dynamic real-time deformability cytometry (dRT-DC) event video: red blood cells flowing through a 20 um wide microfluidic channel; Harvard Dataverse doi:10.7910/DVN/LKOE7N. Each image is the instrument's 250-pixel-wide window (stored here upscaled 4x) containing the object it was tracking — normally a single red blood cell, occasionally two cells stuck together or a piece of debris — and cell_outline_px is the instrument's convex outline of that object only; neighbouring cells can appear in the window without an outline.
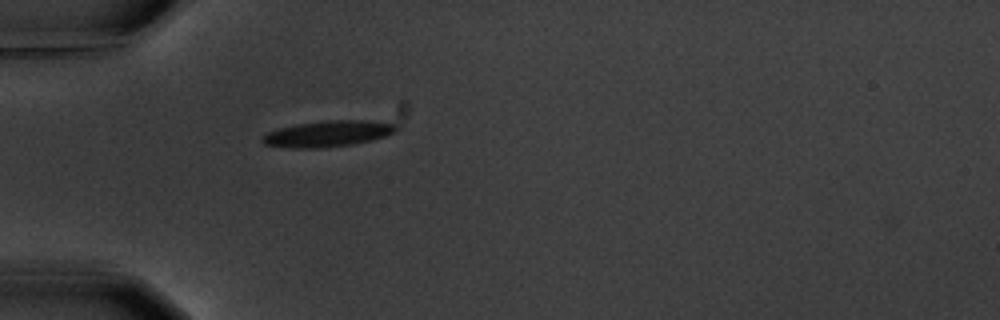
{"species": "common noctule bat (a hibernating species)", "species_latin": "Nyctalus noctula", "temperature_condition": "warm", "stored_images_in_passage": 1, "camera_frame_rate_fps": 3000, "um_per_image_px": 0.085, "animal": {"sex": "male", "body_mass_g": 20.1, "forearm_length_mm": 53.5}, "frame": {"image": 1, "passage_image": 1, "time_ms": 0.0, "image_size_px": [1000, 320], "cell_outline_px": [[400, 128], [396, 132], [372, 140], [352, 144], [324, 148], [292, 148], [264, 144], [260, 140], [260, 136], [276, 128], [296, 124], [324, 120], [360, 120], [396, 124]], "centroid_in_image_um": [27.83, 11.36], "position_along_channel_um": 57.2, "area_um2": 20.52}}